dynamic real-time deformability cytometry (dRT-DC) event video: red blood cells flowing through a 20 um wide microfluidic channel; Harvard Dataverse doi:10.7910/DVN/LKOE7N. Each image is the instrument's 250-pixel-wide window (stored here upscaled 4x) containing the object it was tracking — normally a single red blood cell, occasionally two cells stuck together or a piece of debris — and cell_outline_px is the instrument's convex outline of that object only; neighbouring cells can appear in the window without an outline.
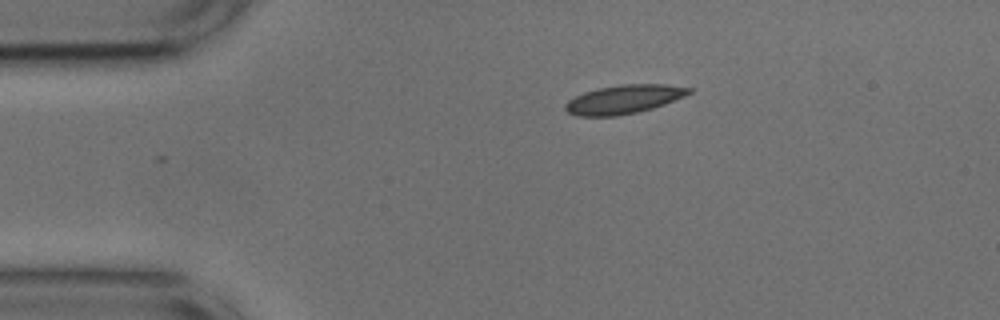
{"species": "common noctule bat (a hibernating species)", "species_latin": "Nyctalus noctula", "temperature_condition": "cold", "stored_images_in_passage": 32, "camera_frame_rate_fps": 3000, "um_per_image_px": 0.085, "animal": {"sex": "male", "body_mass_g": 17.9, "forearm_length_mm": 54.2}, "frame": {"image": 1, "passage_image": 1, "time_ms": 0.0, "image_size_px": [1000, 320], "cell_outline_px": [[692, 92], [684, 96], [664, 104], [652, 108], [636, 112], [616, 116], [576, 116], [568, 112], [564, 108], [564, 104], [568, 100], [584, 92], [596, 88], [620, 84], [664, 84], [692, 88]], "centroid_in_image_um": [52.99, 8.43], "position_along_channel_um": 32.0, "area_um2": 20.69}}
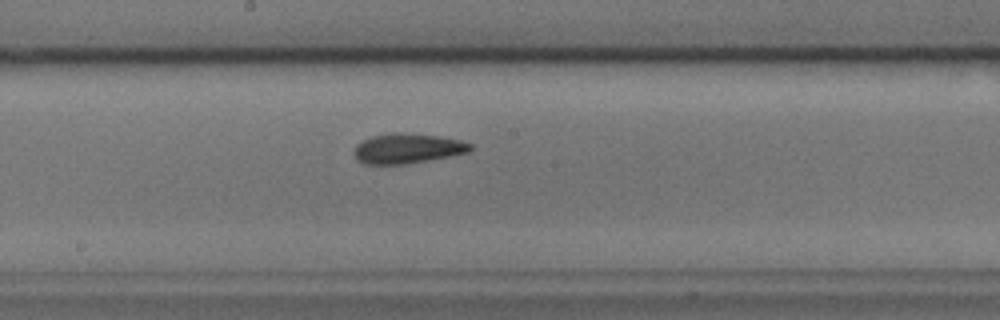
{"frame": {"image": 2, "passage_image": 19, "time_ms": 6.0, "image_size_px": [1000, 320], "cell_outline_px": [[472, 148], [468, 152], [408, 164], [364, 164], [356, 160], [352, 152], [356, 144], [372, 136], [392, 132], [400, 132], [440, 136], [460, 140], [472, 144]], "centroid_in_image_um": [34.58, 12.62], "position_along_channel_um": 213.6, "area_um2": 20.4}}
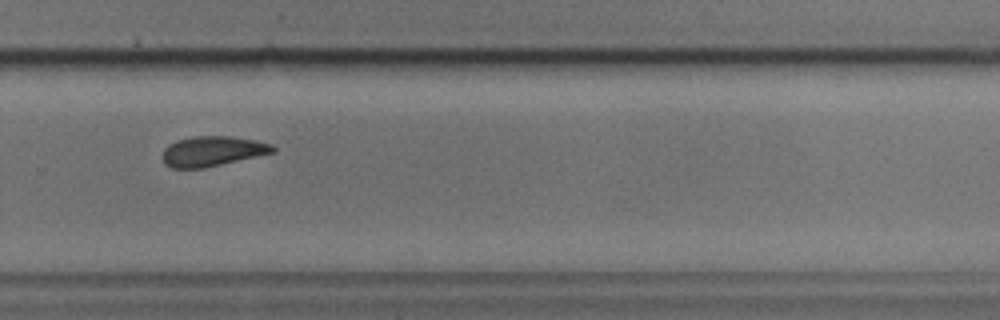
{"frame": {"image": 3, "passage_image": 27, "time_ms": 8.667, "image_size_px": [1000, 320], "cell_outline_px": [[276, 152], [204, 168], [172, 168], [164, 164], [164, 148], [168, 144], [176, 140], [196, 136], [228, 136], [256, 140], [272, 144], [276, 148]], "centroid_in_image_um": [18.08, 12.85], "position_along_channel_um": 311.7, "area_um2": 19.31}, "authors_computed_cell_mechanics": {"area_um2": 20.2589, "velocity_mm_per_s": 3.697, "shape_relaxation_time_tau1_ms": 8.4805, "shape_relaxation_time_tau2_ms": 1.7394, "deformation_change_tau1": 0.1455, "deformation_change_tau2": 0.0715}}